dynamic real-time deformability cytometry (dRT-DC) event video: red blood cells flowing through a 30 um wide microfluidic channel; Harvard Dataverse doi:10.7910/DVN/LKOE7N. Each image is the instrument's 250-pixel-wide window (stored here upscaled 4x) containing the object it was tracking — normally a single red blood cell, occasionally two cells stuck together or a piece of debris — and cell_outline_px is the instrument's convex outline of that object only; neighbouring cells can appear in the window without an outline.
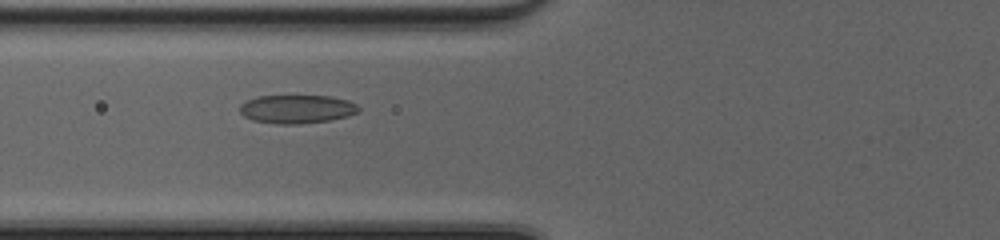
{"species": "common noctule bat (a hibernating species)", "species_latin": "Nyctalus noctula", "temperature_condition": "cold", "stored_images_in_passage": 41, "camera_frame_rate_fps": 3000, "um_per_image_px": 0.085, "animal": {"sex": "female", "body_mass_g": 20.0, "forearm_length_mm": 54.0}, "frame": {"image": 1, "passage_image": 12, "time_ms": 3.667, "image_size_px": [1000, 240], "cell_outline_px": [[360, 112], [348, 116], [332, 120], [296, 124], [276, 124], [252, 120], [244, 116], [240, 112], [240, 104], [256, 96], [332, 96], [348, 100], [356, 104], [360, 108]], "centroid_in_image_um": [25.26, 9.27], "position_along_channel_um": 100.5, "area_um2": 19.88}}
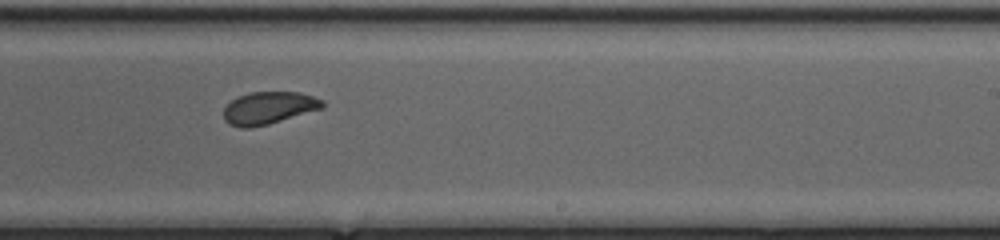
{"frame": {"image": 2, "passage_image": 24, "time_ms": 7.667, "image_size_px": [1000, 240], "cell_outline_px": [[324, 108], [268, 124], [248, 128], [240, 128], [228, 124], [224, 120], [224, 108], [236, 96], [248, 92], [300, 92], [324, 100]], "centroid_in_image_um": [22.83, 9.17], "position_along_channel_um": 266.2, "area_um2": 18.79}}
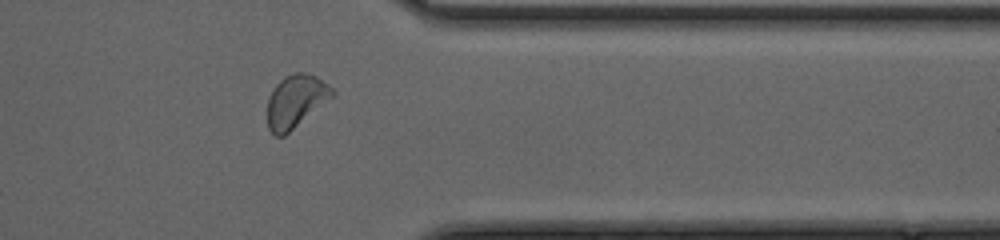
{"frame": {"image": 3, "passage_image": 33, "time_ms": 10.667, "image_size_px": [1000, 240], "cell_outline_px": [[336, 92], [332, 96], [284, 136], [276, 136], [268, 128], [268, 96], [276, 84], [284, 76], [296, 72], [304, 72], [316, 76], [328, 84]], "centroid_in_image_um": [25.11, 8.57], "position_along_channel_um": 386.3, "area_um2": 19.59}, "authors_computed_cell_mechanics": {"area_um2": 19.652, "velocity_mm_per_s": 4.1337, "shape_relaxation_time_tau1_ms": 2.4215, "shape_relaxation_time_tau2_ms": 1.2245, "deformation_change_tau1": 0.1004, "deformation_change_tau2": 0.0614}}